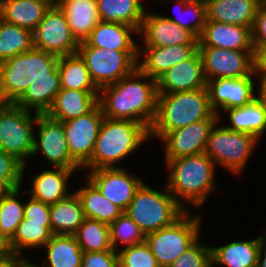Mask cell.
<instances>
[{
  "label": "cell",
  "mask_w": 266,
  "mask_h": 267,
  "mask_svg": "<svg viewBox=\"0 0 266 267\" xmlns=\"http://www.w3.org/2000/svg\"><path fill=\"white\" fill-rule=\"evenodd\" d=\"M104 118L98 104L88 114L63 122L70 155L81 168L91 159Z\"/></svg>",
  "instance_id": "14"
},
{
  "label": "cell",
  "mask_w": 266,
  "mask_h": 267,
  "mask_svg": "<svg viewBox=\"0 0 266 267\" xmlns=\"http://www.w3.org/2000/svg\"><path fill=\"white\" fill-rule=\"evenodd\" d=\"M100 21L130 25L140 31L145 7L138 0H97Z\"/></svg>",
  "instance_id": "33"
},
{
  "label": "cell",
  "mask_w": 266,
  "mask_h": 267,
  "mask_svg": "<svg viewBox=\"0 0 266 267\" xmlns=\"http://www.w3.org/2000/svg\"><path fill=\"white\" fill-rule=\"evenodd\" d=\"M86 179L87 184L75 192L80 199L85 217L110 225L123 211L104 197L88 178Z\"/></svg>",
  "instance_id": "31"
},
{
  "label": "cell",
  "mask_w": 266,
  "mask_h": 267,
  "mask_svg": "<svg viewBox=\"0 0 266 267\" xmlns=\"http://www.w3.org/2000/svg\"><path fill=\"white\" fill-rule=\"evenodd\" d=\"M255 74L257 78H266V46L255 52Z\"/></svg>",
  "instance_id": "48"
},
{
  "label": "cell",
  "mask_w": 266,
  "mask_h": 267,
  "mask_svg": "<svg viewBox=\"0 0 266 267\" xmlns=\"http://www.w3.org/2000/svg\"><path fill=\"white\" fill-rule=\"evenodd\" d=\"M52 235L51 223H36L23 219L13 238L6 244V248L22 259L25 258L22 254L23 249L44 247Z\"/></svg>",
  "instance_id": "34"
},
{
  "label": "cell",
  "mask_w": 266,
  "mask_h": 267,
  "mask_svg": "<svg viewBox=\"0 0 266 267\" xmlns=\"http://www.w3.org/2000/svg\"><path fill=\"white\" fill-rule=\"evenodd\" d=\"M7 190L0 184V200L3 196V194L6 192Z\"/></svg>",
  "instance_id": "55"
},
{
  "label": "cell",
  "mask_w": 266,
  "mask_h": 267,
  "mask_svg": "<svg viewBox=\"0 0 266 267\" xmlns=\"http://www.w3.org/2000/svg\"><path fill=\"white\" fill-rule=\"evenodd\" d=\"M203 61L199 51L167 70L157 79L158 94L185 92L206 88Z\"/></svg>",
  "instance_id": "19"
},
{
  "label": "cell",
  "mask_w": 266,
  "mask_h": 267,
  "mask_svg": "<svg viewBox=\"0 0 266 267\" xmlns=\"http://www.w3.org/2000/svg\"><path fill=\"white\" fill-rule=\"evenodd\" d=\"M19 258L9 249L0 253V267H16Z\"/></svg>",
  "instance_id": "49"
},
{
  "label": "cell",
  "mask_w": 266,
  "mask_h": 267,
  "mask_svg": "<svg viewBox=\"0 0 266 267\" xmlns=\"http://www.w3.org/2000/svg\"><path fill=\"white\" fill-rule=\"evenodd\" d=\"M21 187L7 190L0 200V239L7 244L15 235L20 222L24 219V206L20 195Z\"/></svg>",
  "instance_id": "38"
},
{
  "label": "cell",
  "mask_w": 266,
  "mask_h": 267,
  "mask_svg": "<svg viewBox=\"0 0 266 267\" xmlns=\"http://www.w3.org/2000/svg\"><path fill=\"white\" fill-rule=\"evenodd\" d=\"M261 235L253 240L232 241L229 244L211 247L212 265L224 267H257Z\"/></svg>",
  "instance_id": "26"
},
{
  "label": "cell",
  "mask_w": 266,
  "mask_h": 267,
  "mask_svg": "<svg viewBox=\"0 0 266 267\" xmlns=\"http://www.w3.org/2000/svg\"><path fill=\"white\" fill-rule=\"evenodd\" d=\"M164 1V0H161ZM172 1V0H165ZM178 5V14H183L186 12H190L191 15L190 20H180L179 18H173L169 16H164L166 19L171 20L173 23H176L178 26L182 28H186L191 31L197 38L200 37L204 25L207 20V13H206V2L205 0H173ZM184 7V8H183ZM183 8V9H182ZM179 16V15H178ZM192 20V22H190Z\"/></svg>",
  "instance_id": "41"
},
{
  "label": "cell",
  "mask_w": 266,
  "mask_h": 267,
  "mask_svg": "<svg viewBox=\"0 0 266 267\" xmlns=\"http://www.w3.org/2000/svg\"><path fill=\"white\" fill-rule=\"evenodd\" d=\"M255 52L266 46V0L259 6L251 28Z\"/></svg>",
  "instance_id": "47"
},
{
  "label": "cell",
  "mask_w": 266,
  "mask_h": 267,
  "mask_svg": "<svg viewBox=\"0 0 266 267\" xmlns=\"http://www.w3.org/2000/svg\"><path fill=\"white\" fill-rule=\"evenodd\" d=\"M38 137L34 139L33 155L41 152L52 167L76 170L81 167L72 159L65 138L63 122L50 118L47 114H38L36 126ZM37 137V138H36Z\"/></svg>",
  "instance_id": "13"
},
{
  "label": "cell",
  "mask_w": 266,
  "mask_h": 267,
  "mask_svg": "<svg viewBox=\"0 0 266 267\" xmlns=\"http://www.w3.org/2000/svg\"><path fill=\"white\" fill-rule=\"evenodd\" d=\"M26 164L15 155L0 150V184L6 190L22 187Z\"/></svg>",
  "instance_id": "42"
},
{
  "label": "cell",
  "mask_w": 266,
  "mask_h": 267,
  "mask_svg": "<svg viewBox=\"0 0 266 267\" xmlns=\"http://www.w3.org/2000/svg\"><path fill=\"white\" fill-rule=\"evenodd\" d=\"M60 89V79L36 80L14 104L34 113L47 114Z\"/></svg>",
  "instance_id": "35"
},
{
  "label": "cell",
  "mask_w": 266,
  "mask_h": 267,
  "mask_svg": "<svg viewBox=\"0 0 266 267\" xmlns=\"http://www.w3.org/2000/svg\"><path fill=\"white\" fill-rule=\"evenodd\" d=\"M58 6L65 13L69 27L79 42L84 41L100 22L97 0H68Z\"/></svg>",
  "instance_id": "28"
},
{
  "label": "cell",
  "mask_w": 266,
  "mask_h": 267,
  "mask_svg": "<svg viewBox=\"0 0 266 267\" xmlns=\"http://www.w3.org/2000/svg\"><path fill=\"white\" fill-rule=\"evenodd\" d=\"M255 71L242 78H217L207 81L206 88L212 109L221 120L220 110L238 108L249 104L256 98Z\"/></svg>",
  "instance_id": "16"
},
{
  "label": "cell",
  "mask_w": 266,
  "mask_h": 267,
  "mask_svg": "<svg viewBox=\"0 0 266 267\" xmlns=\"http://www.w3.org/2000/svg\"><path fill=\"white\" fill-rule=\"evenodd\" d=\"M125 212L146 235L172 225L186 210L176 201L166 185L161 192L144 182Z\"/></svg>",
  "instance_id": "6"
},
{
  "label": "cell",
  "mask_w": 266,
  "mask_h": 267,
  "mask_svg": "<svg viewBox=\"0 0 266 267\" xmlns=\"http://www.w3.org/2000/svg\"><path fill=\"white\" fill-rule=\"evenodd\" d=\"M78 53L86 62L90 78L98 90L115 84L138 67V51L91 47L82 41Z\"/></svg>",
  "instance_id": "9"
},
{
  "label": "cell",
  "mask_w": 266,
  "mask_h": 267,
  "mask_svg": "<svg viewBox=\"0 0 266 267\" xmlns=\"http://www.w3.org/2000/svg\"><path fill=\"white\" fill-rule=\"evenodd\" d=\"M143 47H167L175 45H199L198 38L188 29L178 26L164 15L145 12L139 31Z\"/></svg>",
  "instance_id": "18"
},
{
  "label": "cell",
  "mask_w": 266,
  "mask_h": 267,
  "mask_svg": "<svg viewBox=\"0 0 266 267\" xmlns=\"http://www.w3.org/2000/svg\"><path fill=\"white\" fill-rule=\"evenodd\" d=\"M258 83L259 90L256 98L264 105L266 109V78H259Z\"/></svg>",
  "instance_id": "51"
},
{
  "label": "cell",
  "mask_w": 266,
  "mask_h": 267,
  "mask_svg": "<svg viewBox=\"0 0 266 267\" xmlns=\"http://www.w3.org/2000/svg\"><path fill=\"white\" fill-rule=\"evenodd\" d=\"M218 124L216 122L209 133L205 153L216 166L220 165L233 175L241 176L260 142L251 134L230 130L226 126H217Z\"/></svg>",
  "instance_id": "7"
},
{
  "label": "cell",
  "mask_w": 266,
  "mask_h": 267,
  "mask_svg": "<svg viewBox=\"0 0 266 267\" xmlns=\"http://www.w3.org/2000/svg\"><path fill=\"white\" fill-rule=\"evenodd\" d=\"M99 91L70 90L61 88L47 115L66 122L91 112L98 105Z\"/></svg>",
  "instance_id": "24"
},
{
  "label": "cell",
  "mask_w": 266,
  "mask_h": 267,
  "mask_svg": "<svg viewBox=\"0 0 266 267\" xmlns=\"http://www.w3.org/2000/svg\"><path fill=\"white\" fill-rule=\"evenodd\" d=\"M211 264V247L198 239L168 267H209Z\"/></svg>",
  "instance_id": "44"
},
{
  "label": "cell",
  "mask_w": 266,
  "mask_h": 267,
  "mask_svg": "<svg viewBox=\"0 0 266 267\" xmlns=\"http://www.w3.org/2000/svg\"><path fill=\"white\" fill-rule=\"evenodd\" d=\"M139 35V31L123 23L100 21L84 40L91 47H98L116 51H138L132 36Z\"/></svg>",
  "instance_id": "23"
},
{
  "label": "cell",
  "mask_w": 266,
  "mask_h": 267,
  "mask_svg": "<svg viewBox=\"0 0 266 267\" xmlns=\"http://www.w3.org/2000/svg\"><path fill=\"white\" fill-rule=\"evenodd\" d=\"M29 196L30 199L24 206V219L36 223H51L50 205Z\"/></svg>",
  "instance_id": "46"
},
{
  "label": "cell",
  "mask_w": 266,
  "mask_h": 267,
  "mask_svg": "<svg viewBox=\"0 0 266 267\" xmlns=\"http://www.w3.org/2000/svg\"><path fill=\"white\" fill-rule=\"evenodd\" d=\"M77 194L50 205L51 231L56 235H74L85 219Z\"/></svg>",
  "instance_id": "29"
},
{
  "label": "cell",
  "mask_w": 266,
  "mask_h": 267,
  "mask_svg": "<svg viewBox=\"0 0 266 267\" xmlns=\"http://www.w3.org/2000/svg\"><path fill=\"white\" fill-rule=\"evenodd\" d=\"M16 267H41V266L35 263H32V262H29V260H26V258H22L18 260Z\"/></svg>",
  "instance_id": "52"
},
{
  "label": "cell",
  "mask_w": 266,
  "mask_h": 267,
  "mask_svg": "<svg viewBox=\"0 0 266 267\" xmlns=\"http://www.w3.org/2000/svg\"><path fill=\"white\" fill-rule=\"evenodd\" d=\"M119 250V267H160L145 241Z\"/></svg>",
  "instance_id": "43"
},
{
  "label": "cell",
  "mask_w": 266,
  "mask_h": 267,
  "mask_svg": "<svg viewBox=\"0 0 266 267\" xmlns=\"http://www.w3.org/2000/svg\"><path fill=\"white\" fill-rule=\"evenodd\" d=\"M157 96V80L137 67L115 84L101 88L98 104L106 118L133 120L150 130L157 112Z\"/></svg>",
  "instance_id": "1"
},
{
  "label": "cell",
  "mask_w": 266,
  "mask_h": 267,
  "mask_svg": "<svg viewBox=\"0 0 266 267\" xmlns=\"http://www.w3.org/2000/svg\"><path fill=\"white\" fill-rule=\"evenodd\" d=\"M1 19L35 31L51 5L40 0H0Z\"/></svg>",
  "instance_id": "27"
},
{
  "label": "cell",
  "mask_w": 266,
  "mask_h": 267,
  "mask_svg": "<svg viewBox=\"0 0 266 267\" xmlns=\"http://www.w3.org/2000/svg\"><path fill=\"white\" fill-rule=\"evenodd\" d=\"M165 163L170 171L166 186L186 211L190 210L187 204L197 209L206 203L210 193L217 190V166L205 152L178 157Z\"/></svg>",
  "instance_id": "2"
},
{
  "label": "cell",
  "mask_w": 266,
  "mask_h": 267,
  "mask_svg": "<svg viewBox=\"0 0 266 267\" xmlns=\"http://www.w3.org/2000/svg\"><path fill=\"white\" fill-rule=\"evenodd\" d=\"M5 102L2 99V96L0 95V109L4 106Z\"/></svg>",
  "instance_id": "56"
},
{
  "label": "cell",
  "mask_w": 266,
  "mask_h": 267,
  "mask_svg": "<svg viewBox=\"0 0 266 267\" xmlns=\"http://www.w3.org/2000/svg\"><path fill=\"white\" fill-rule=\"evenodd\" d=\"M111 248L119 251L117 245L128 247L145 241V234L139 229L138 225L123 212L118 218L109 225Z\"/></svg>",
  "instance_id": "40"
},
{
  "label": "cell",
  "mask_w": 266,
  "mask_h": 267,
  "mask_svg": "<svg viewBox=\"0 0 266 267\" xmlns=\"http://www.w3.org/2000/svg\"><path fill=\"white\" fill-rule=\"evenodd\" d=\"M198 47L199 45L141 47L139 44L138 68L150 78L157 80L174 65L191 58L198 51Z\"/></svg>",
  "instance_id": "21"
},
{
  "label": "cell",
  "mask_w": 266,
  "mask_h": 267,
  "mask_svg": "<svg viewBox=\"0 0 266 267\" xmlns=\"http://www.w3.org/2000/svg\"><path fill=\"white\" fill-rule=\"evenodd\" d=\"M34 48V32L0 19V63Z\"/></svg>",
  "instance_id": "37"
},
{
  "label": "cell",
  "mask_w": 266,
  "mask_h": 267,
  "mask_svg": "<svg viewBox=\"0 0 266 267\" xmlns=\"http://www.w3.org/2000/svg\"><path fill=\"white\" fill-rule=\"evenodd\" d=\"M81 267H119L118 252L113 249L83 252Z\"/></svg>",
  "instance_id": "45"
},
{
  "label": "cell",
  "mask_w": 266,
  "mask_h": 267,
  "mask_svg": "<svg viewBox=\"0 0 266 267\" xmlns=\"http://www.w3.org/2000/svg\"><path fill=\"white\" fill-rule=\"evenodd\" d=\"M83 252L111 250L109 225L85 218L74 234Z\"/></svg>",
  "instance_id": "39"
},
{
  "label": "cell",
  "mask_w": 266,
  "mask_h": 267,
  "mask_svg": "<svg viewBox=\"0 0 266 267\" xmlns=\"http://www.w3.org/2000/svg\"><path fill=\"white\" fill-rule=\"evenodd\" d=\"M201 120H219L210 105L207 88L158 94L150 138L161 140L168 132Z\"/></svg>",
  "instance_id": "3"
},
{
  "label": "cell",
  "mask_w": 266,
  "mask_h": 267,
  "mask_svg": "<svg viewBox=\"0 0 266 267\" xmlns=\"http://www.w3.org/2000/svg\"><path fill=\"white\" fill-rule=\"evenodd\" d=\"M220 120H201L168 132L161 142L165 161L205 152L209 133Z\"/></svg>",
  "instance_id": "17"
},
{
  "label": "cell",
  "mask_w": 266,
  "mask_h": 267,
  "mask_svg": "<svg viewBox=\"0 0 266 267\" xmlns=\"http://www.w3.org/2000/svg\"><path fill=\"white\" fill-rule=\"evenodd\" d=\"M224 112L229 115L231 126H226L228 129L251 134L260 141L266 131V109L257 98L247 105Z\"/></svg>",
  "instance_id": "30"
},
{
  "label": "cell",
  "mask_w": 266,
  "mask_h": 267,
  "mask_svg": "<svg viewBox=\"0 0 266 267\" xmlns=\"http://www.w3.org/2000/svg\"><path fill=\"white\" fill-rule=\"evenodd\" d=\"M263 235H261V245L258 252L257 267H266V232Z\"/></svg>",
  "instance_id": "50"
},
{
  "label": "cell",
  "mask_w": 266,
  "mask_h": 267,
  "mask_svg": "<svg viewBox=\"0 0 266 267\" xmlns=\"http://www.w3.org/2000/svg\"><path fill=\"white\" fill-rule=\"evenodd\" d=\"M79 45L65 13L59 6H51L34 31L35 48L60 57L78 53Z\"/></svg>",
  "instance_id": "11"
},
{
  "label": "cell",
  "mask_w": 266,
  "mask_h": 267,
  "mask_svg": "<svg viewBox=\"0 0 266 267\" xmlns=\"http://www.w3.org/2000/svg\"><path fill=\"white\" fill-rule=\"evenodd\" d=\"M90 171L86 177L98 188L101 194L123 212L135 196L136 191L144 183L121 167L99 168Z\"/></svg>",
  "instance_id": "15"
},
{
  "label": "cell",
  "mask_w": 266,
  "mask_h": 267,
  "mask_svg": "<svg viewBox=\"0 0 266 267\" xmlns=\"http://www.w3.org/2000/svg\"><path fill=\"white\" fill-rule=\"evenodd\" d=\"M57 67L61 88L70 90L99 91L92 82L86 62L79 53L60 56Z\"/></svg>",
  "instance_id": "36"
},
{
  "label": "cell",
  "mask_w": 266,
  "mask_h": 267,
  "mask_svg": "<svg viewBox=\"0 0 266 267\" xmlns=\"http://www.w3.org/2000/svg\"><path fill=\"white\" fill-rule=\"evenodd\" d=\"M150 130L142 123L127 119L104 118L91 159L82 167L88 170L112 168L148 142Z\"/></svg>",
  "instance_id": "4"
},
{
  "label": "cell",
  "mask_w": 266,
  "mask_h": 267,
  "mask_svg": "<svg viewBox=\"0 0 266 267\" xmlns=\"http://www.w3.org/2000/svg\"><path fill=\"white\" fill-rule=\"evenodd\" d=\"M207 20L252 28L264 0H205Z\"/></svg>",
  "instance_id": "22"
},
{
  "label": "cell",
  "mask_w": 266,
  "mask_h": 267,
  "mask_svg": "<svg viewBox=\"0 0 266 267\" xmlns=\"http://www.w3.org/2000/svg\"><path fill=\"white\" fill-rule=\"evenodd\" d=\"M59 57L34 48L0 63V95L15 103L36 80L60 79Z\"/></svg>",
  "instance_id": "5"
},
{
  "label": "cell",
  "mask_w": 266,
  "mask_h": 267,
  "mask_svg": "<svg viewBox=\"0 0 266 267\" xmlns=\"http://www.w3.org/2000/svg\"><path fill=\"white\" fill-rule=\"evenodd\" d=\"M200 224V215L186 211L172 225L145 235L160 267H168L200 238Z\"/></svg>",
  "instance_id": "8"
},
{
  "label": "cell",
  "mask_w": 266,
  "mask_h": 267,
  "mask_svg": "<svg viewBox=\"0 0 266 267\" xmlns=\"http://www.w3.org/2000/svg\"><path fill=\"white\" fill-rule=\"evenodd\" d=\"M33 114H32V113ZM38 113L25 110L14 103H5L0 109V150L15 155L24 164L34 150Z\"/></svg>",
  "instance_id": "10"
},
{
  "label": "cell",
  "mask_w": 266,
  "mask_h": 267,
  "mask_svg": "<svg viewBox=\"0 0 266 267\" xmlns=\"http://www.w3.org/2000/svg\"><path fill=\"white\" fill-rule=\"evenodd\" d=\"M6 249V244L0 239V253Z\"/></svg>",
  "instance_id": "53"
},
{
  "label": "cell",
  "mask_w": 266,
  "mask_h": 267,
  "mask_svg": "<svg viewBox=\"0 0 266 267\" xmlns=\"http://www.w3.org/2000/svg\"><path fill=\"white\" fill-rule=\"evenodd\" d=\"M47 258L41 267H81L83 251L74 235H56L46 243Z\"/></svg>",
  "instance_id": "32"
},
{
  "label": "cell",
  "mask_w": 266,
  "mask_h": 267,
  "mask_svg": "<svg viewBox=\"0 0 266 267\" xmlns=\"http://www.w3.org/2000/svg\"><path fill=\"white\" fill-rule=\"evenodd\" d=\"M207 81L217 78H242L255 71V51L198 47Z\"/></svg>",
  "instance_id": "12"
},
{
  "label": "cell",
  "mask_w": 266,
  "mask_h": 267,
  "mask_svg": "<svg viewBox=\"0 0 266 267\" xmlns=\"http://www.w3.org/2000/svg\"><path fill=\"white\" fill-rule=\"evenodd\" d=\"M62 1H68V0H56V6H58Z\"/></svg>",
  "instance_id": "57"
},
{
  "label": "cell",
  "mask_w": 266,
  "mask_h": 267,
  "mask_svg": "<svg viewBox=\"0 0 266 267\" xmlns=\"http://www.w3.org/2000/svg\"><path fill=\"white\" fill-rule=\"evenodd\" d=\"M199 47H217L227 50L255 51L251 28L206 20L198 38Z\"/></svg>",
  "instance_id": "20"
},
{
  "label": "cell",
  "mask_w": 266,
  "mask_h": 267,
  "mask_svg": "<svg viewBox=\"0 0 266 267\" xmlns=\"http://www.w3.org/2000/svg\"><path fill=\"white\" fill-rule=\"evenodd\" d=\"M40 1L47 2V3H49L51 6H55V5H56V0H40Z\"/></svg>",
  "instance_id": "54"
},
{
  "label": "cell",
  "mask_w": 266,
  "mask_h": 267,
  "mask_svg": "<svg viewBox=\"0 0 266 267\" xmlns=\"http://www.w3.org/2000/svg\"><path fill=\"white\" fill-rule=\"evenodd\" d=\"M52 169H45L31 178L32 188L24 192L48 205L67 198L71 194L67 185L68 179L75 170L60 167Z\"/></svg>",
  "instance_id": "25"
}]
</instances>
